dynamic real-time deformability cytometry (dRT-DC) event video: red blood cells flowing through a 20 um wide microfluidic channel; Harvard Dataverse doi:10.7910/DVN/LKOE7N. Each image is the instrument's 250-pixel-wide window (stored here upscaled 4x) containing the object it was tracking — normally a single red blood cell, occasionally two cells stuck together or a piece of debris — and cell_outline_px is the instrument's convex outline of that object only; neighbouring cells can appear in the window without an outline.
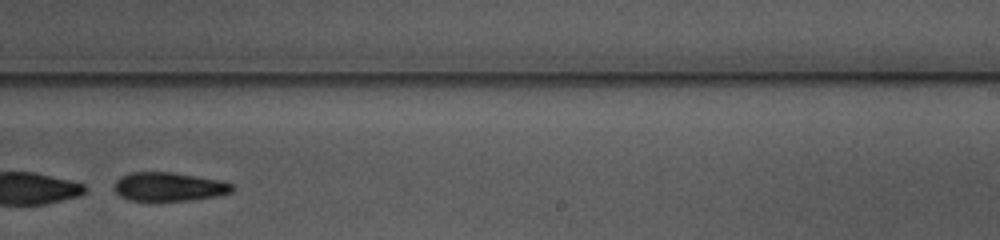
{"species": "common noctule bat (a hibernating species)", "species_latin": "Nyctalus noctula", "temperature_condition": "warm", "stored_images_in_passage": 24, "camera_frame_rate_fps": 3000, "um_per_image_px": 0.085, "animal": {"sex": "female", "body_mass_g": 10.0, "forearm_length_mm": 53.1}, "frame": {"image": 1, "passage_image": 17, "time_ms": 5.333, "image_size_px": [1000, 240], "cell_outline_px": [[236, 188], [232, 192], [216, 196], [192, 200], [128, 200], [120, 196], [116, 192], [116, 180], [120, 176], [132, 172], [168, 172], [196, 176], [220, 180], [232, 184]], "centroid_in_image_um": [14.38, 15.87], "position_along_channel_um": 274.6, "area_um2": 19.59}}